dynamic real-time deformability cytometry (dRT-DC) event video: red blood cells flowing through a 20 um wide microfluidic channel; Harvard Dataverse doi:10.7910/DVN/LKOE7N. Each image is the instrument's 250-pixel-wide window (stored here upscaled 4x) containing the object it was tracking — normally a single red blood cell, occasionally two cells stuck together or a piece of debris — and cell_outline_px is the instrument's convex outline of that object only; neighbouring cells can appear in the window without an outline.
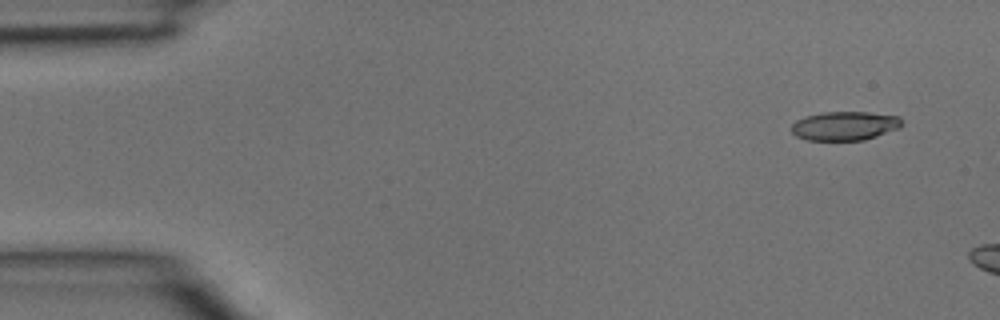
{"species": "common noctule bat (a hibernating species)", "species_latin": "Nyctalus noctula", "temperature_condition": "room temperature", "stored_images_in_passage": 2, "camera_frame_rate_fps": 3000, "um_per_image_px": 0.085, "animal": {"sex": "male", "body_mass_g": 15.6}, "frame": {"image": 1, "passage_image": 1, "time_ms": 0.0, "image_size_px": [1000, 320], "cell_outline_px": [[904, 124], [900, 128], [864, 140], [808, 140], [796, 136], [792, 132], [792, 124], [796, 120], [804, 116], [824, 112], [868, 112], [900, 116]], "centroid_in_image_um": [71.83, 10.69], "position_along_channel_um": 13.2, "area_um2": 18.73}}